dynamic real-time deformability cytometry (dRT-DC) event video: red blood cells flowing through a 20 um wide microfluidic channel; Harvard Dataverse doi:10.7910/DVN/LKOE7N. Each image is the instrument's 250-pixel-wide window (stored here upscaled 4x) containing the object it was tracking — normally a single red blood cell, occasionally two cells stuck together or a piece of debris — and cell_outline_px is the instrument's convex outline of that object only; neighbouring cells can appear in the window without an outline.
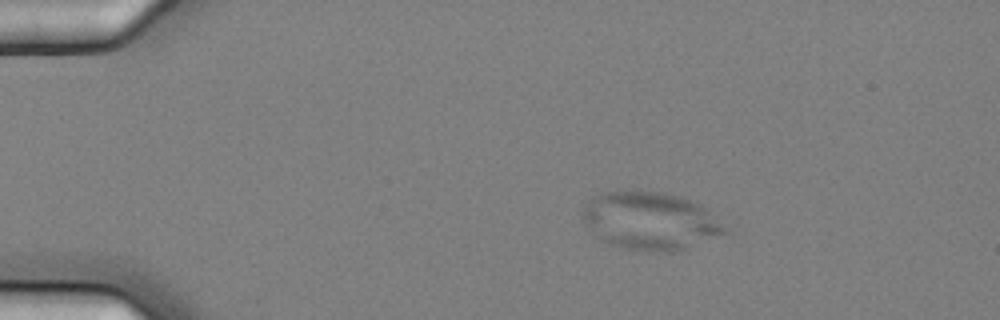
{"species": "common noctule bat (a hibernating species)", "species_latin": "Nyctalus noctula", "temperature_condition": "cold", "stored_images_in_passage": 3, "camera_frame_rate_fps": 3000, "um_per_image_px": 0.085, "animal": {"sex": "female", "body_mass_g": 25.1}, "frame": {"image": 1, "passage_image": 1, "time_ms": 0.0, "image_size_px": [1000, 320], "cell_outline_px": [[736, 224], [732, 232], [680, 252], [644, 252], [608, 244], [600, 240], [580, 220], [580, 212], [584, 204], [592, 196], [600, 192], [664, 192], [680, 196], [692, 200], [700, 204]], "centroid_in_image_um": [55.43, 18.81], "position_along_channel_um": 29.6, "area_um2": 50.29}}